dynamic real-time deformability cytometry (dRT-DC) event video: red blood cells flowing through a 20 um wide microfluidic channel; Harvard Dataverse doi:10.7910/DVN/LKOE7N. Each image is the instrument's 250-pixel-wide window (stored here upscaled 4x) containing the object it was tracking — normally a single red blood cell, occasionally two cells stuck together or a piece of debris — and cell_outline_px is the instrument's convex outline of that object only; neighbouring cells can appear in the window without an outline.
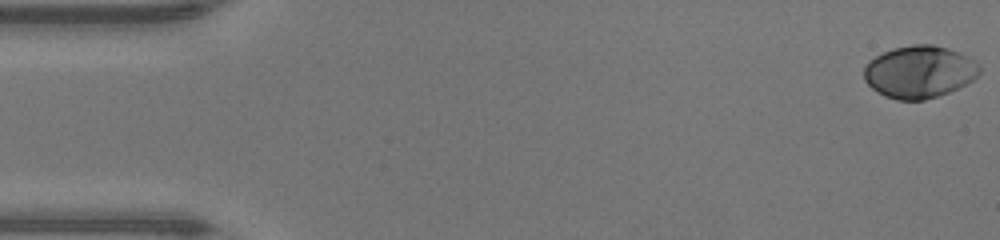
{"species": "human", "species_latin": "Homo sapiens", "temperature_condition": "warm", "stored_images_in_passage": 47, "camera_frame_rate_fps": 3000, "um_per_image_px": 0.085, "donor": {"sex": "male"}, "frame": {"image": 1, "passage_image": 1, "time_ms": 0.0, "image_size_px": [1000, 240], "cell_outline_px": [[980, 72], [972, 80], [948, 92], [924, 100], [896, 100], [884, 96], [876, 92], [864, 80], [864, 68], [868, 60], [892, 48], [912, 44], [932, 44], [948, 48], [960, 52], [976, 64], [980, 68]], "centroid_in_image_um": [78.09, 6.1], "position_along_channel_um": 6.9, "area_um2": 35.08}}
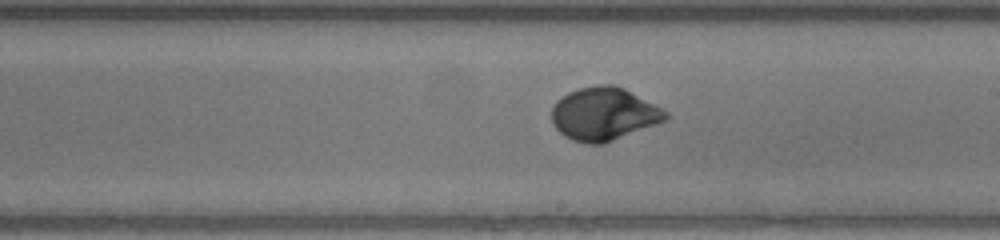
{"frame": {"image": 2, "passage_image": 27, "time_ms": 8.667, "image_size_px": [1000, 240], "cell_outline_px": [[668, 116], [664, 120], [656, 124], [604, 144], [584, 144], [572, 140], [564, 136], [552, 124], [552, 104], [556, 100], [568, 92], [580, 88], [596, 84], [616, 84], [624, 88], [668, 112]], "centroid_in_image_um": [51.28, 9.68], "position_along_channel_um": 237.7, "area_um2": 35.26}}
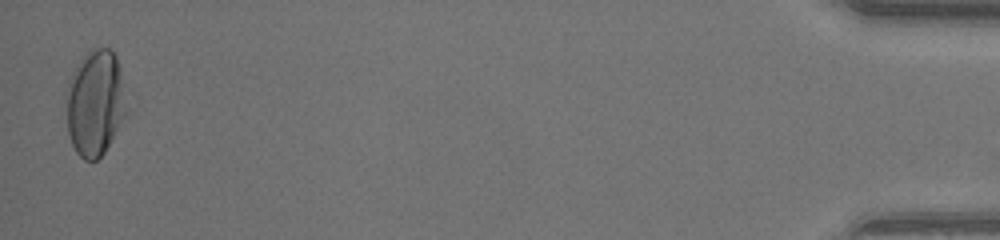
{"frame": {"image": 3, "passage_image": 47, "time_ms": 15.333, "image_size_px": [1000, 240], "cell_outline_px": [[128, 112], [104, 152], [96, 160], [84, 160], [76, 152], [72, 144], [68, 132], [64, 92], [72, 72], [84, 52], [88, 48], [112, 48], [116, 56], [120, 72]], "centroid_in_image_um": [8.05, 8.71], "position_along_channel_um": 427.1, "area_um2": 37.74}, "authors_computed_cell_mechanics": {"area_um2": 34.2754, "velocity_mm_per_s": 4.3667, "shape_relaxation_time_tau1_ms": 2.6508, "shape_relaxation_time_tau2_ms": null, "deformation_change_tau1": 0.1687, "deformation_change_tau2": null}}